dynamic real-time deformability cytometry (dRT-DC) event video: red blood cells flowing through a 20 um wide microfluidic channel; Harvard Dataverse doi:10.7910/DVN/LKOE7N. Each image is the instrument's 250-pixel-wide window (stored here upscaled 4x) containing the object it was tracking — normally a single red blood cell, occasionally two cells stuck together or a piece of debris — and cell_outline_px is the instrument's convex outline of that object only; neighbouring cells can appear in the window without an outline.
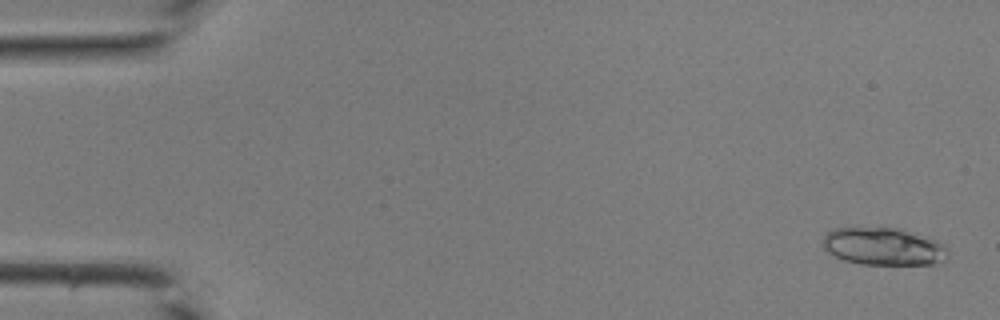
{"species": "common noctule bat (a hibernating species)", "species_latin": "Nyctalus noctula", "temperature_condition": "room temperature", "stored_images_in_passage": 42, "camera_frame_rate_fps": 3000, "um_per_image_px": 0.085, "animal": {"sex": "male", "body_mass_g": 19.0, "forearm_length_mm": 50.8}, "frame": {"image": 1, "passage_image": 2, "time_ms": 0.333, "image_size_px": [1000, 320], "cell_outline_px": [[948, 252], [944, 260], [932, 264], [860, 264], [844, 260], [828, 252], [824, 248], [824, 236], [828, 232], [836, 228], [896, 228], [936, 240], [944, 244]], "centroid_in_image_um": [75.09, 20.96], "position_along_channel_um": 9.9, "area_um2": 26.88}}
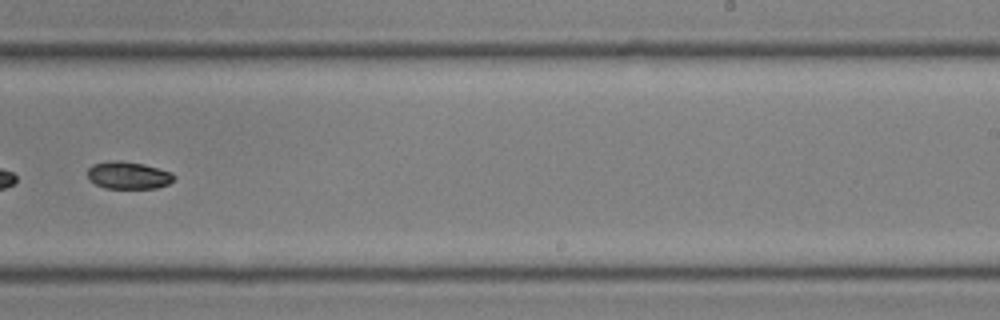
{"frame": {"image": 2, "passage_image": 28, "time_ms": 9.0, "image_size_px": [1000, 320], "cell_outline_px": [[176, 176], [168, 184], [156, 188], [104, 188], [88, 180], [88, 168], [92, 164], [116, 160], [120, 160], [144, 164], [172, 172]], "centroid_in_image_um": [10.9, 14.9], "position_along_channel_um": 278.1, "area_um2": 13.81}}
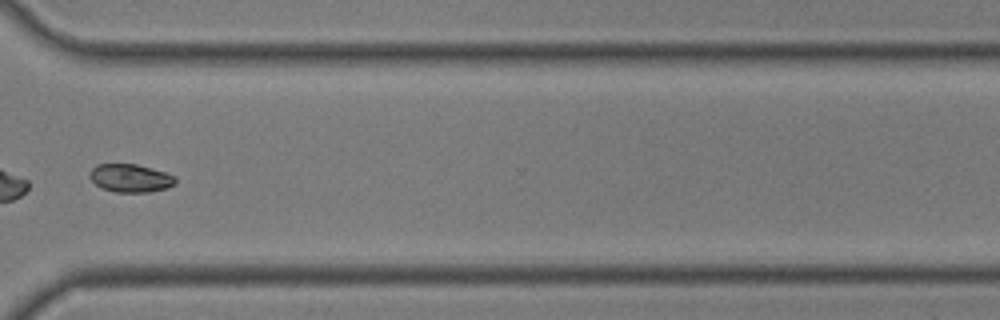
{"frame": {"image": 3, "passage_image": 33, "time_ms": 10.667, "image_size_px": [1000, 320], "cell_outline_px": [[176, 184], [168, 188], [148, 192], [116, 192], [100, 188], [88, 176], [88, 172], [96, 164], [136, 164], [152, 168], [176, 176]], "centroid_in_image_um": [11.08, 15.14], "position_along_channel_um": 359.5, "area_um2": 14.22}}